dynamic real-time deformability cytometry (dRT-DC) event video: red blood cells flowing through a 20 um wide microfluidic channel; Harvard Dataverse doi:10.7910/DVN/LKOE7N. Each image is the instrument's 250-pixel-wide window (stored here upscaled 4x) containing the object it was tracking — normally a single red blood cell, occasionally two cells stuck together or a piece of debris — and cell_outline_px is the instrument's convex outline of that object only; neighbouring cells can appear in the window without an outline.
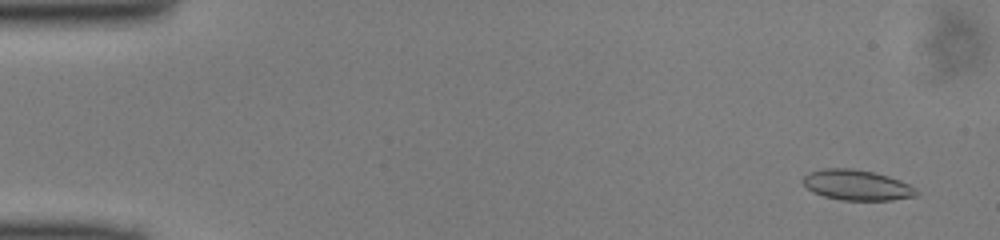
{"species": "common noctule bat (a hibernating species)", "species_latin": "Nyctalus noctula", "temperature_condition": "cold", "stored_images_in_passage": 49, "camera_frame_rate_fps": 3000, "um_per_image_px": 0.085, "animal": {"sex": "male", "body_mass_g": 13.0, "forearm_length_mm": 53.1}, "frame": {"image": 1, "passage_image": 3, "time_ms": 0.667, "image_size_px": [1000, 240], "cell_outline_px": [[920, 196], [892, 200], [844, 200], [824, 196], [812, 192], [800, 180], [808, 172], [824, 168], [848, 168], [876, 172], [900, 180], [916, 188], [920, 192]], "centroid_in_image_um": [72.86, 15.73], "position_along_channel_um": 12.1, "area_um2": 20.35}}
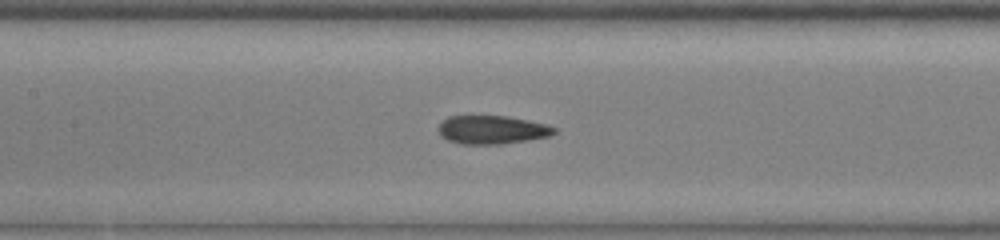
{"frame": {"image": 2, "passage_image": 23, "time_ms": 7.333, "image_size_px": [1000, 240], "cell_outline_px": [[556, 132], [548, 136], [500, 144], [460, 144], [448, 140], [440, 136], [436, 128], [448, 116], [508, 116], [528, 120], [544, 124], [556, 128]], "centroid_in_image_um": [41.76, 11.03], "position_along_channel_um": 165.6, "area_um2": 19.07}}
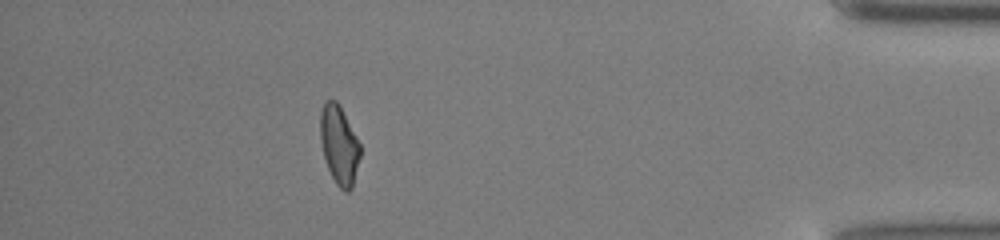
{"frame": {"image": 3, "passage_image": 44, "time_ms": 14.333, "image_size_px": [1000, 240], "cell_outline_px": [[360, 156], [352, 188], [348, 192], [344, 192], [336, 184], [328, 168], [324, 156], [320, 140], [320, 112], [324, 100], [336, 100], [356, 136], [360, 144]], "centroid_in_image_um": [28.81, 12.33], "position_along_channel_um": 406.4, "area_um2": 18.15}}